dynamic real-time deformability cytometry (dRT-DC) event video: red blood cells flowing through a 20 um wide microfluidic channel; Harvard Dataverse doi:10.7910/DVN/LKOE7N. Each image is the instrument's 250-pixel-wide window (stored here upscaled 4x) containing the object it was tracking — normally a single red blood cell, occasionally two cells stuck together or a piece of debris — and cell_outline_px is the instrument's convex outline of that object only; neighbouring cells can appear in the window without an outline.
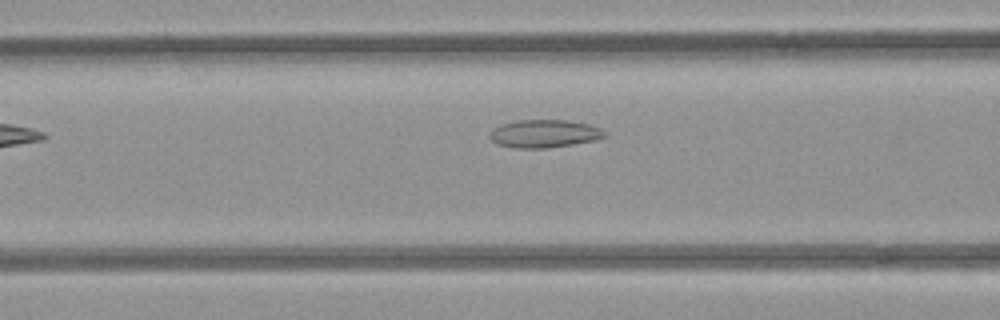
{"species": "common noctule bat (a hibernating species)", "species_latin": "Nyctalus noctula", "temperature_condition": "room temperature", "stored_images_in_passage": 31, "camera_frame_rate_fps": 3000, "um_per_image_px": 0.085, "animal": {"sex": "female", "body_mass_g": 21.9}, "frame": {"image": 1, "passage_image": 5, "time_ms": 1.333, "image_size_px": [1000, 320], "cell_outline_px": [[608, 136], [596, 140], [572, 144], [544, 148], [512, 148], [496, 144], [488, 136], [492, 128], [500, 124], [516, 120], [568, 120], [588, 124], [600, 128], [608, 132]], "centroid_in_image_um": [46.25, 11.36], "position_along_channel_um": 120.3, "area_um2": 18.96}}
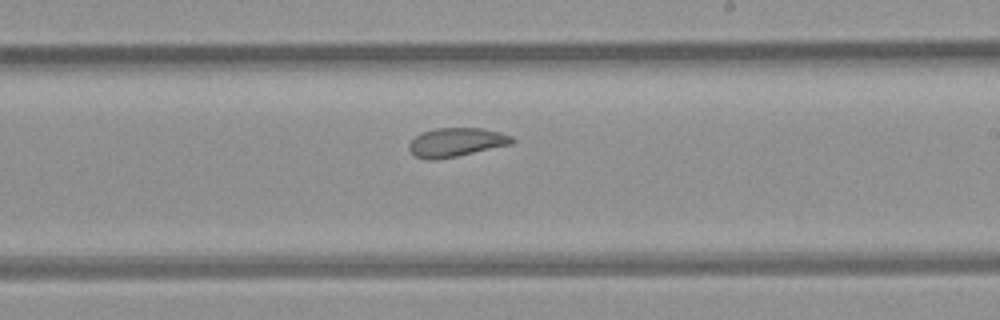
{"frame": {"image": 2, "passage_image": 15, "time_ms": 4.667, "image_size_px": [1000, 320], "cell_outline_px": [[516, 140], [512, 144], [456, 156], [436, 160], [428, 160], [416, 156], [408, 148], [408, 144], [420, 132], [436, 128], [484, 128], [500, 132], [512, 136]], "centroid_in_image_um": [38.78, 12.08], "position_along_channel_um": 250.2, "area_um2": 17.34}}
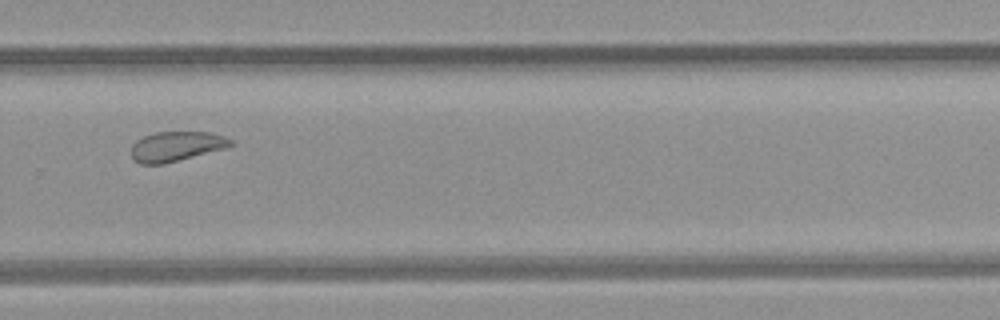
{"frame": {"image": 3, "passage_image": 20, "time_ms": 6.333, "image_size_px": [1000, 320], "cell_outline_px": [[236, 144], [224, 148], [164, 164], [140, 164], [132, 160], [132, 144], [136, 140], [144, 136], [156, 132], [208, 132], [224, 136], [232, 140]], "centroid_in_image_um": [14.96, 12.44], "position_along_channel_um": 314.8, "area_um2": 17.22}}